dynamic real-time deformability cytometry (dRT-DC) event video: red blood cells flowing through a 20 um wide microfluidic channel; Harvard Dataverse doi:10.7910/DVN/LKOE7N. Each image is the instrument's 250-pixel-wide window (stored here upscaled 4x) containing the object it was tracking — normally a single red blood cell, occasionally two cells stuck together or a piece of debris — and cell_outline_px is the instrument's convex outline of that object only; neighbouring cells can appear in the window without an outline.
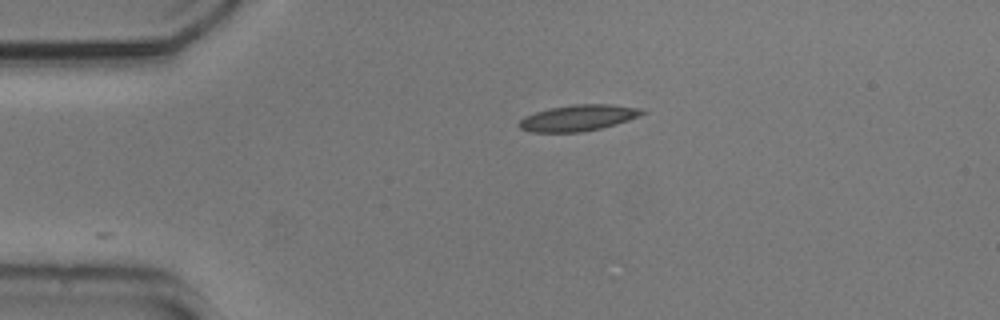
{"species": "common noctule bat (a hibernating species)", "species_latin": "Nyctalus noctula", "temperature_condition": "cold", "stored_images_in_passage": 43, "camera_frame_rate_fps": 3000, "um_per_image_px": 0.085, "animal": {"sex": "male", "body_mass_g": 20.5, "forearm_length_mm": 52.5}, "frame": {"image": 1, "passage_image": 1, "time_ms": 0.0, "image_size_px": [1000, 320], "cell_outline_px": [[648, 112], [628, 120], [616, 124], [600, 128], [580, 132], [532, 132], [520, 128], [516, 124], [524, 116], [548, 108], [576, 104], [608, 104], [644, 108]], "centroid_in_image_um": [49.15, 10.01], "position_along_channel_um": 35.8, "area_um2": 18.79}}
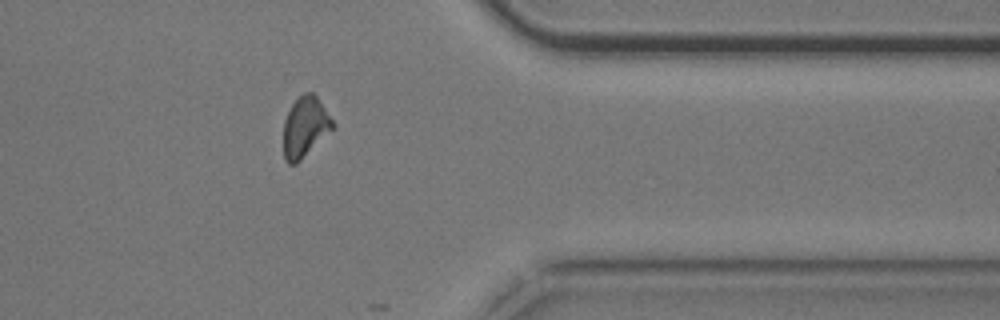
{"frame": {"image": 2, "passage_image": 33, "time_ms": 10.667, "image_size_px": [1000, 320], "cell_outline_px": [[336, 128], [296, 164], [288, 164], [284, 160], [284, 120], [292, 104], [304, 92], [312, 92], [316, 96], [336, 124]], "centroid_in_image_um": [25.96, 10.82], "position_along_channel_um": 385.4, "area_um2": 17.46}}
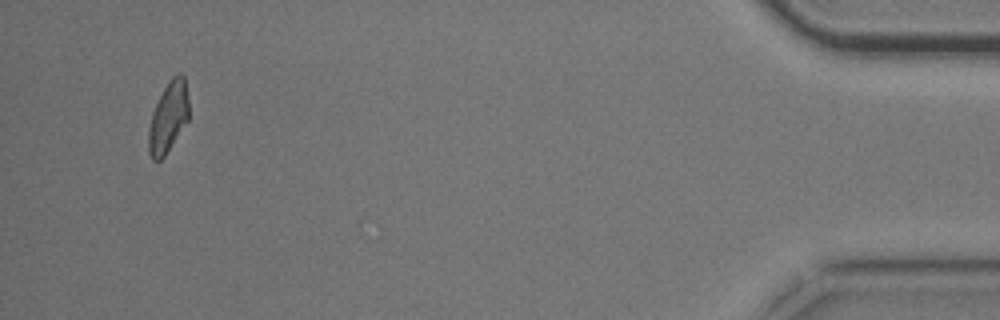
{"frame": {"image": 3, "passage_image": 41, "time_ms": 13.333, "image_size_px": [1000, 320], "cell_outline_px": [[188, 120], [164, 156], [160, 160], [152, 160], [148, 152], [148, 128], [152, 112], [164, 88], [172, 76], [176, 72], [180, 72], [184, 76], [188, 100]], "centroid_in_image_um": [14.29, 9.95], "position_along_channel_um": 420.9, "area_um2": 16.47}}